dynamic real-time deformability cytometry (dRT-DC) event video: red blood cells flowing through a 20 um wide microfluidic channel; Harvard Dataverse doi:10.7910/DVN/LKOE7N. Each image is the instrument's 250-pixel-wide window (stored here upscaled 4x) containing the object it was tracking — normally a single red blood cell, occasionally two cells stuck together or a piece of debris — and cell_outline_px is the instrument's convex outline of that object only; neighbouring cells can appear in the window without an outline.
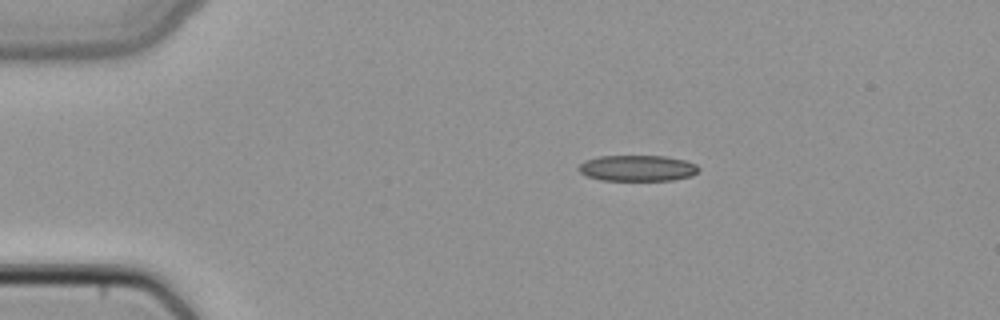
{"species": "common noctule bat (a hibernating species)", "species_latin": "Nyctalus noctula", "temperature_condition": "cold", "stored_images_in_passage": 40, "camera_frame_rate_fps": 3000, "um_per_image_px": 0.085, "animal": {"sex": "female", "body_mass_g": 22.7, "forearm_length_mm": 54.2}, "frame": {"image": 1, "passage_image": 1, "time_ms": 0.0, "image_size_px": [1000, 320], "cell_outline_px": [[700, 168], [692, 176], [672, 180], [600, 180], [588, 176], [580, 172], [580, 164], [584, 160], [600, 156], [664, 156], [684, 160], [696, 164]], "centroid_in_image_um": [54.19, 14.29], "position_along_channel_um": 30.8, "area_um2": 18.03}}
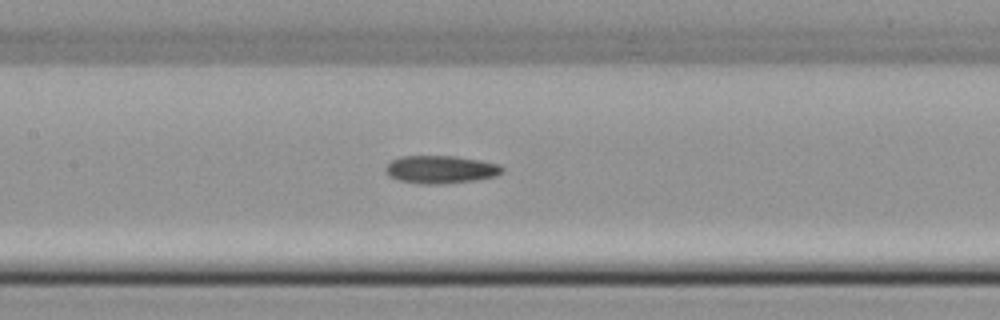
{"frame": {"image": 2, "passage_image": 15, "time_ms": 4.667, "image_size_px": [1000, 320], "cell_outline_px": [[504, 172], [496, 176], [480, 180], [440, 184], [420, 184], [400, 180], [388, 176], [384, 168], [392, 160], [400, 156], [456, 156], [480, 160], [500, 164], [504, 168]], "centroid_in_image_um": [37.5, 14.41], "position_along_channel_um": 169.9, "area_um2": 19.19}}
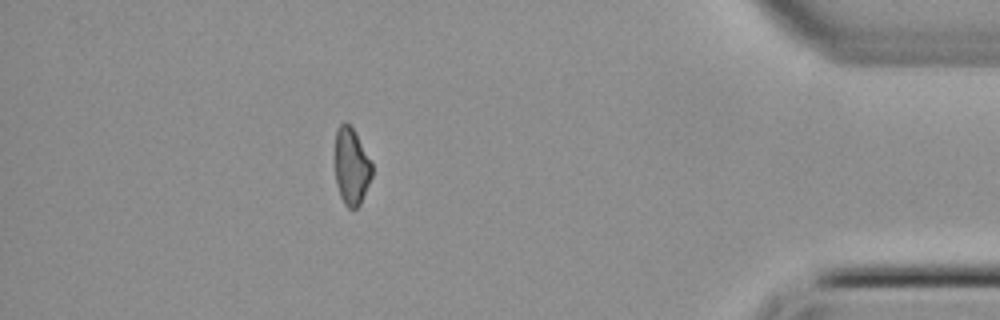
{"frame": {"image": 3, "passage_image": 35, "time_ms": 11.333, "image_size_px": [1000, 320], "cell_outline_px": [[372, 176], [360, 204], [356, 208], [348, 208], [344, 204], [340, 196], [336, 184], [336, 128], [344, 120], [352, 128], [372, 164]], "centroid_in_image_um": [29.86, 14.17], "position_along_channel_um": 405.3, "area_um2": 16.24}}